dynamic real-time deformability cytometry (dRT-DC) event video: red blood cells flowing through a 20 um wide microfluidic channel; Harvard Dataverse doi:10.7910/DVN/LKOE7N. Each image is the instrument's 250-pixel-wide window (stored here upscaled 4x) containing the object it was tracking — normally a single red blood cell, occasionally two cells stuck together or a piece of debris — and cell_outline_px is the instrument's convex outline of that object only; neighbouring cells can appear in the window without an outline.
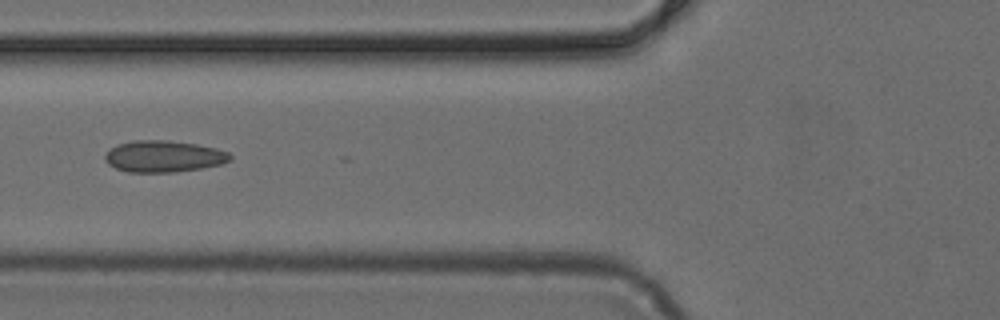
{"species": "common noctule bat (a hibernating species)", "species_latin": "Nyctalus noctula", "temperature_condition": "cold", "stored_images_in_passage": 6, "camera_frame_rate_fps": 3000, "um_per_image_px": 0.085, "animal": {"sex": "female", "body_mass_g": 24.6, "forearm_length_mm": 56.2}, "frame": {"image": 1, "passage_image": 5, "time_ms": 1.333, "image_size_px": [1000, 320], "cell_outline_px": [[232, 160], [220, 164], [200, 168], [176, 172], [128, 172], [116, 168], [108, 164], [104, 160], [104, 156], [116, 144], [136, 140], [168, 140], [196, 144], [216, 148], [228, 152], [232, 156]], "centroid_in_image_um": [13.91, 13.29], "position_along_channel_um": 111.9, "area_um2": 23.0}}
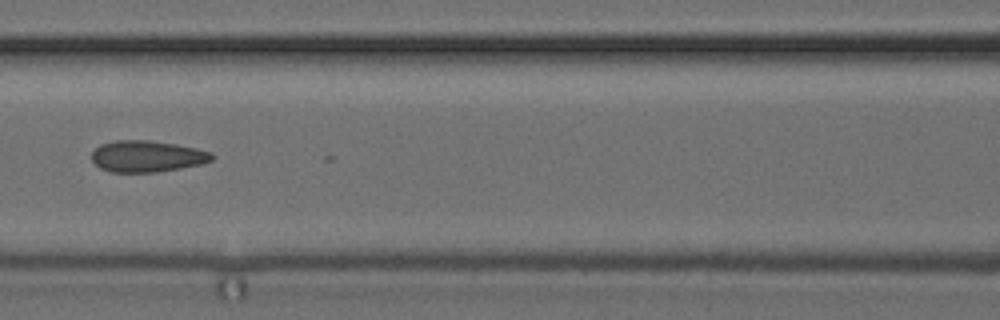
{"frame": {"image": 2, "passage_image": 6, "time_ms": 1.667, "image_size_px": [1000, 320], "cell_outline_px": [[212, 160], [200, 164], [180, 168], [156, 172], [112, 172], [100, 168], [92, 160], [92, 152], [100, 144], [116, 140], [148, 140], [176, 144], [196, 148], [212, 152]], "centroid_in_image_um": [12.48, 13.28], "position_along_channel_um": 154.1, "area_um2": 21.91}}